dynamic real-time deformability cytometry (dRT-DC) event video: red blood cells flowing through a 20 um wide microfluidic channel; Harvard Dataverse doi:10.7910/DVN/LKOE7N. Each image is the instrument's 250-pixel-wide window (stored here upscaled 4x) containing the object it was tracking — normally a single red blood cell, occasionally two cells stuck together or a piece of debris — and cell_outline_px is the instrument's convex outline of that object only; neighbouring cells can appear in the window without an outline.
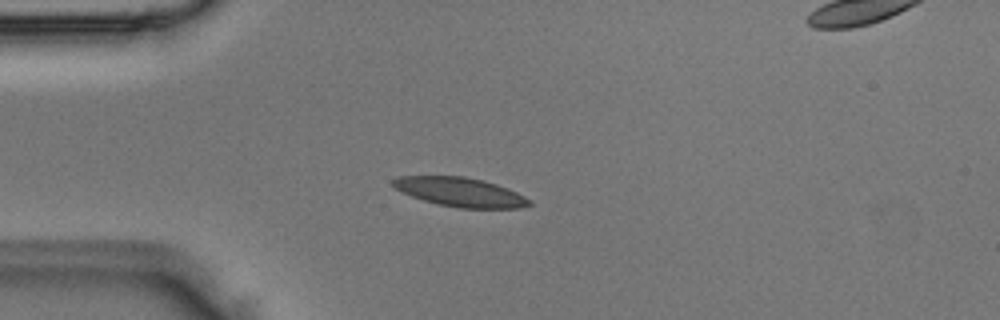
{"species": "Egyptian fruit bat (a non-hibernating species)", "species_latin": "Rousettus aegyptiacus", "temperature_condition": "room temperature", "stored_images_in_passage": 2, "camera_frame_rate_fps": 3000, "um_per_image_px": 0.085, "animal": {"sex": "male"}, "frame": {"image": 1, "passage_image": 1, "time_ms": 0.0, "image_size_px": [1000, 320], "cell_outline_px": [[532, 204], [520, 208], [460, 208], [436, 204], [412, 196], [396, 188], [392, 184], [392, 180], [400, 176], [464, 176], [496, 184], [508, 188], [532, 200]], "centroid_in_image_um": [39.15, 16.33], "position_along_channel_um": 45.8, "area_um2": 22.95}}